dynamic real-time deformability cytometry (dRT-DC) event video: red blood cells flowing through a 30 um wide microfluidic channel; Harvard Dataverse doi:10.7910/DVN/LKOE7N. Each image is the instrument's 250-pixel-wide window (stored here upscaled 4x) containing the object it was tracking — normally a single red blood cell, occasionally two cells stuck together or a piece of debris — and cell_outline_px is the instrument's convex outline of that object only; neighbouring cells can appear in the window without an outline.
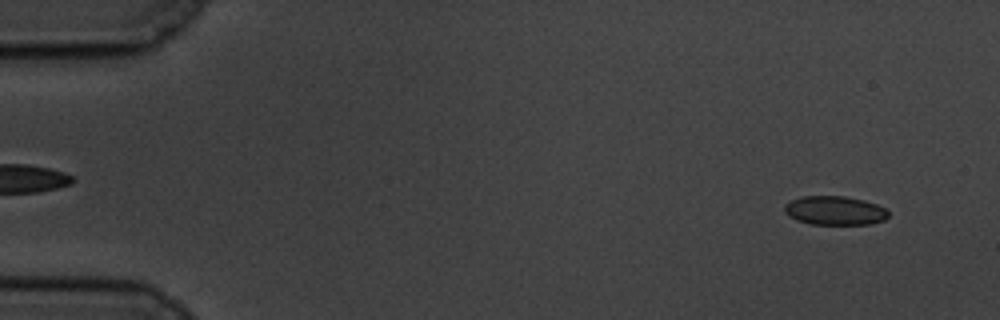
{"species": "common noctule bat (a hibernating species)", "species_latin": "Nyctalus noctula", "temperature_condition": "cold", "stored_images_in_passage": 58, "camera_frame_rate_fps": 3000, "um_per_image_px": 0.085, "animal": {"sex": "male", "body_mass_g": 19.5, "forearm_length_mm": 54.6}, "frame": {"image": 1, "passage_image": 4, "time_ms": 1.0, "image_size_px": [1000, 320], "cell_outline_px": [[888, 216], [884, 220], [872, 224], [808, 224], [796, 220], [788, 216], [784, 212], [784, 204], [800, 196], [844, 196], [864, 200], [876, 204], [884, 208], [888, 212]], "centroid_in_image_um": [70.92, 17.9], "position_along_channel_um": 14.1, "area_um2": 17.63}}
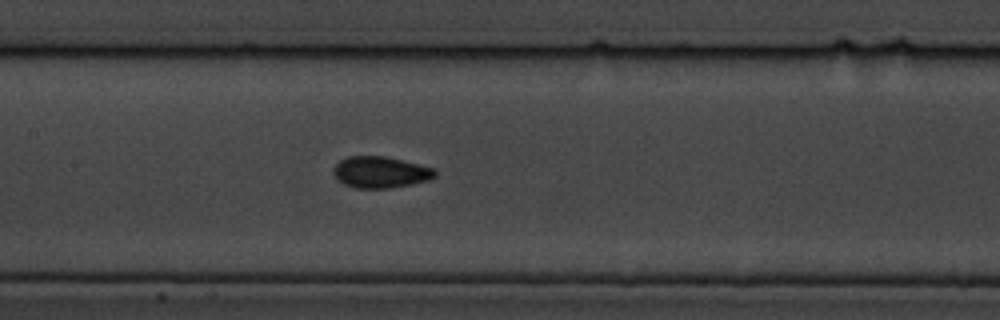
{"frame": {"image": 2, "passage_image": 28, "time_ms": 9.0, "image_size_px": [1000, 320], "cell_outline_px": [[436, 176], [428, 180], [412, 184], [392, 188], [356, 188], [344, 184], [336, 180], [336, 164], [340, 160], [348, 156], [384, 156], [420, 164], [432, 168], [436, 172]], "centroid_in_image_um": [32.36, 14.64], "position_along_channel_um": 175.0, "area_um2": 18.44}}
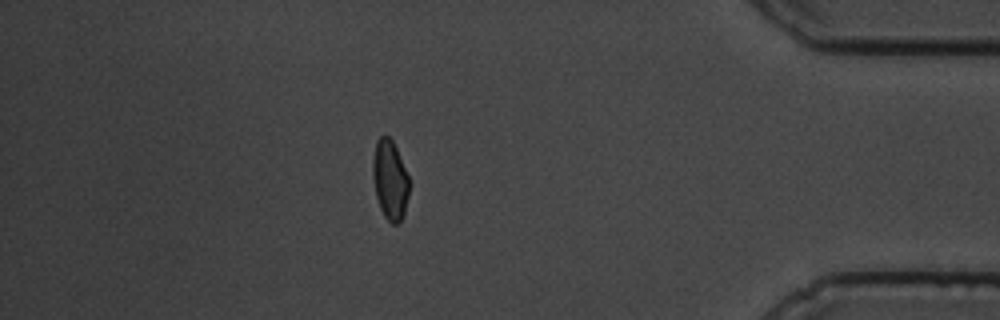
{"frame": {"image": 3, "passage_image": 51, "time_ms": 16.667, "image_size_px": [1000, 320], "cell_outline_px": [[408, 196], [404, 212], [400, 220], [396, 224], [392, 224], [384, 216], [380, 208], [376, 196], [372, 176], [372, 160], [376, 140], [380, 136], [388, 136], [392, 140], [396, 148], [408, 176]], "centroid_in_image_um": [33.12, 15.27], "position_along_channel_um": 402.1, "area_um2": 16.7}, "authors_computed_cell_mechanics": {"area_um2": 17.7157, "velocity_mm_per_s": 3.4522, "shape_relaxation_time_tau1_ms": 11.2768, "shape_relaxation_time_tau2_ms": 2.2146, "deformation_change_tau1": 0.1957, "deformation_change_tau2": 0.0423}}